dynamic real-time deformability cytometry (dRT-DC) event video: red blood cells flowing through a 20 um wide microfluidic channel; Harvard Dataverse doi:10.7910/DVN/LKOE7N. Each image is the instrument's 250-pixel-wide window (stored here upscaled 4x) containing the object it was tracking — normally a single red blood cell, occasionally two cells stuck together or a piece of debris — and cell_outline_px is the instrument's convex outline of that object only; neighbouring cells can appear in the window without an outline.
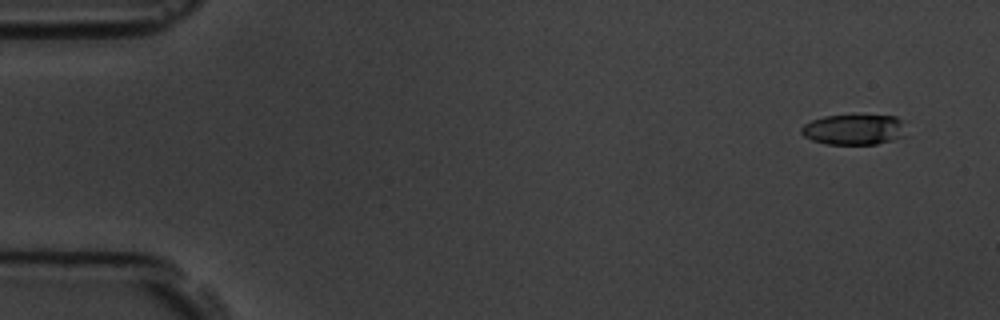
{"species": "common noctule bat (a hibernating species)", "species_latin": "Nyctalus noctula", "temperature_condition": "room temperature", "stored_images_in_passage": 4, "camera_frame_rate_fps": 3000, "um_per_image_px": 0.085, "animal": {"sex": "male", "body_mass_g": 19.5, "forearm_length_mm": 54.6}, "frame": {"image": 1, "passage_image": 1, "time_ms": 0.0, "image_size_px": [1000, 320], "cell_outline_px": [[904, 136], [892, 140], [876, 144], [828, 144], [812, 140], [804, 136], [800, 132], [800, 128], [804, 124], [812, 120], [824, 116], [896, 116], [900, 120]], "centroid_in_image_um": [72.52, 11.02], "position_along_channel_um": 12.5, "area_um2": 18.21}}
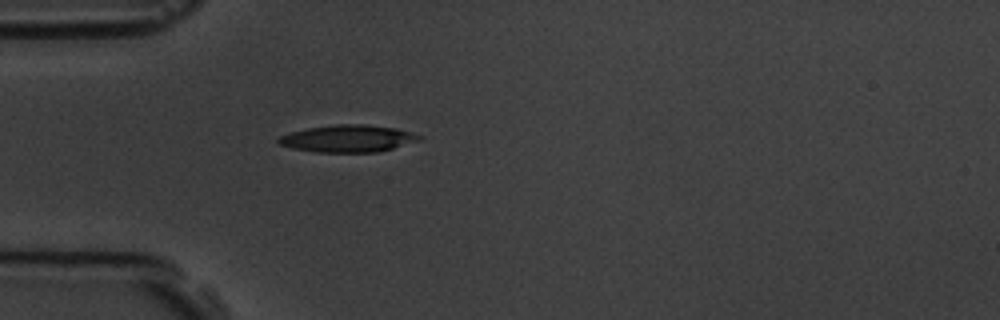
{"frame": {"image": 2, "passage_image": 4, "time_ms": 4.333, "image_size_px": [1000, 320], "cell_outline_px": [[424, 140], [376, 152], [316, 152], [292, 148], [280, 144], [276, 140], [280, 136], [292, 132], [308, 128], [336, 124], [364, 124], [396, 128], [424, 136]], "centroid_in_image_um": [29.63, 11.77], "position_along_channel_um": 55.4, "area_um2": 22.25}}